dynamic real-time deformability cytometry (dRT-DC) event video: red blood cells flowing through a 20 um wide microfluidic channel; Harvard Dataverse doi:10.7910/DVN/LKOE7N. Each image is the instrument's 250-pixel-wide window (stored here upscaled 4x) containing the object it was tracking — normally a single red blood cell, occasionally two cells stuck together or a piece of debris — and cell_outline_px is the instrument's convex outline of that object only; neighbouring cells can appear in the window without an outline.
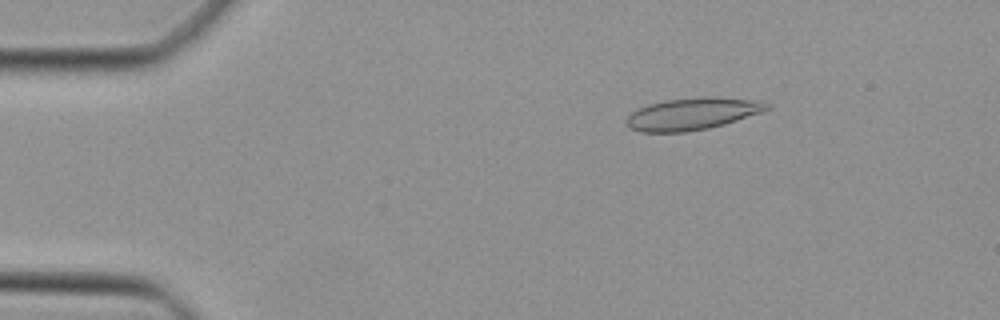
{"species": "Egyptian fruit bat (a non-hibernating species)", "species_latin": "Rousettus aegyptiacus", "temperature_condition": "cold", "stored_images_in_passage": 45, "camera_frame_rate_fps": 3000, "um_per_image_px": 0.085, "animal": {"sex": "female"}, "frame": {"image": 1, "passage_image": 7, "time_ms": 2.0, "image_size_px": [1000, 320], "cell_outline_px": [[772, 108], [764, 112], [724, 124], [708, 128], [688, 132], [640, 132], [628, 128], [624, 124], [624, 120], [636, 108], [648, 104], [668, 100], [704, 96], [752, 100], [772, 104]], "centroid_in_image_um": [58.82, 9.69], "position_along_channel_um": 26.2, "area_um2": 26.47}}
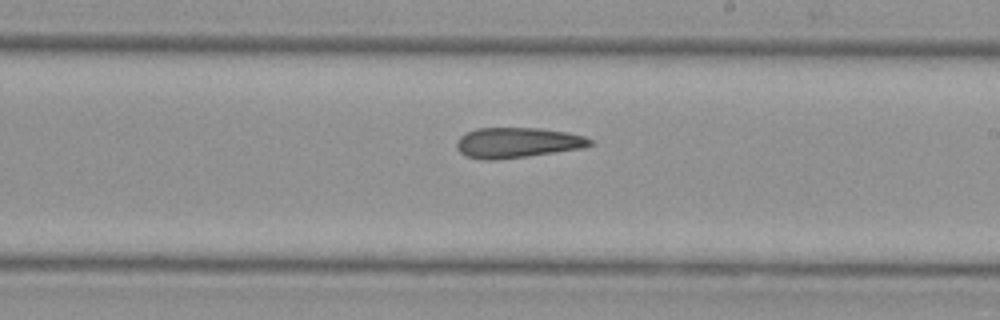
{"frame": {"image": 2, "passage_image": 27, "time_ms": 8.667, "image_size_px": [1000, 320], "cell_outline_px": [[592, 144], [584, 148], [528, 156], [496, 160], [484, 160], [464, 156], [456, 148], [456, 140], [460, 136], [476, 128], [540, 128], [568, 132], [584, 136], [592, 140]], "centroid_in_image_um": [43.95, 12.13], "position_along_channel_um": 245.0, "area_um2": 23.76}}
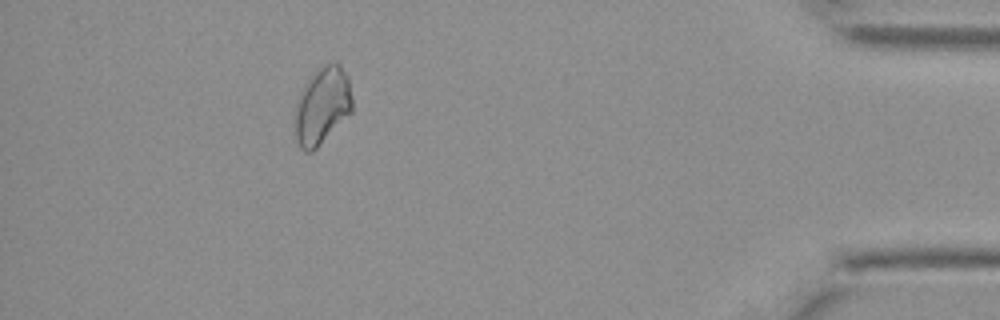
{"frame": {"image": 3, "passage_image": 42, "time_ms": 13.667, "image_size_px": [1000, 320], "cell_outline_px": [[352, 112], [312, 152], [304, 152], [300, 148], [292, 132], [292, 120], [296, 100], [304, 84], [312, 72], [324, 64], [336, 60], [340, 64], [348, 76], [352, 96]], "centroid_in_image_um": [27.33, 8.98], "position_along_channel_um": 407.9, "area_um2": 26.76}}